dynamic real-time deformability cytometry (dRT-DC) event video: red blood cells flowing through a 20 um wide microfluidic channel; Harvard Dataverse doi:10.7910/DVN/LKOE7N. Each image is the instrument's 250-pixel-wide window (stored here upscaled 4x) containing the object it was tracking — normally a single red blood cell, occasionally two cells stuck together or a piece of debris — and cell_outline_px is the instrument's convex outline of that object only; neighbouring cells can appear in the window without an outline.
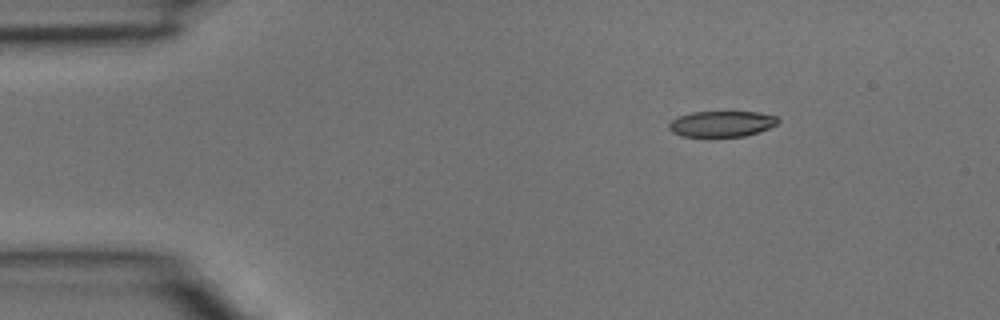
{"species": "common noctule bat (a hibernating species)", "species_latin": "Nyctalus noctula", "temperature_condition": "room temperature", "stored_images_in_passage": 5, "camera_frame_rate_fps": 3000, "um_per_image_px": 0.085, "animal": {"sex": "male", "body_mass_g": 15.6}, "frame": {"image": 1, "passage_image": 5, "time_ms": 1.333, "image_size_px": [1000, 320], "cell_outline_px": [[780, 120], [776, 124], [768, 128], [744, 136], [680, 136], [672, 132], [668, 128], [668, 124], [672, 120], [680, 116], [692, 112], [756, 112], [776, 116]], "centroid_in_image_um": [61.32, 10.52], "position_along_channel_um": 23.7, "area_um2": 16.18}}